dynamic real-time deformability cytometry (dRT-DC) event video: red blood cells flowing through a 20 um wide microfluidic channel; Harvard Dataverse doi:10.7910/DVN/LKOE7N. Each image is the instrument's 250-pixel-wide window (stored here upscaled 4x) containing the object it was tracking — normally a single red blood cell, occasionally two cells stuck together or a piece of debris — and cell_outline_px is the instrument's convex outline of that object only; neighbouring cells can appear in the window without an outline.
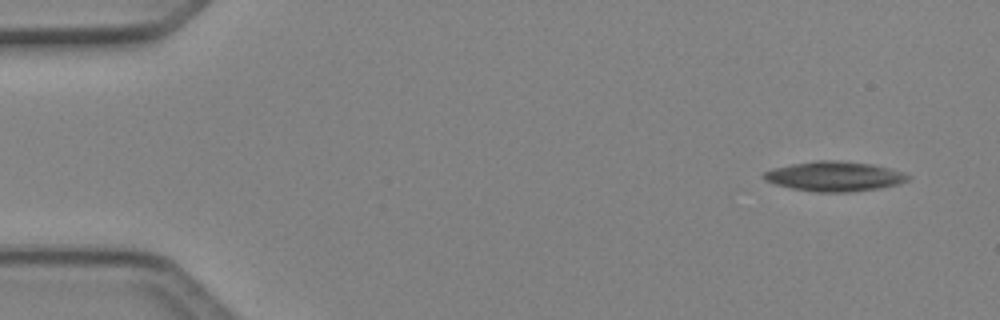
{"species": "Egyptian fruit bat (a non-hibernating species)", "species_latin": "Rousettus aegyptiacus", "temperature_condition": "cold", "stored_images_in_passage": 5, "camera_frame_rate_fps": 3000, "um_per_image_px": 0.085, "animal": {"sex": "female"}, "frame": {"image": 1, "passage_image": 1, "time_ms": 0.0, "image_size_px": [1000, 320], "cell_outline_px": [[912, 176], [908, 180], [900, 184], [880, 188], [848, 192], [816, 192], [792, 188], [776, 184], [764, 180], [760, 176], [764, 172], [772, 168], [792, 164], [816, 160], [836, 160], [872, 164], [892, 168], [904, 172]], "centroid_in_image_um": [70.95, 14.98], "position_along_channel_um": 14.0, "area_um2": 25.26}}
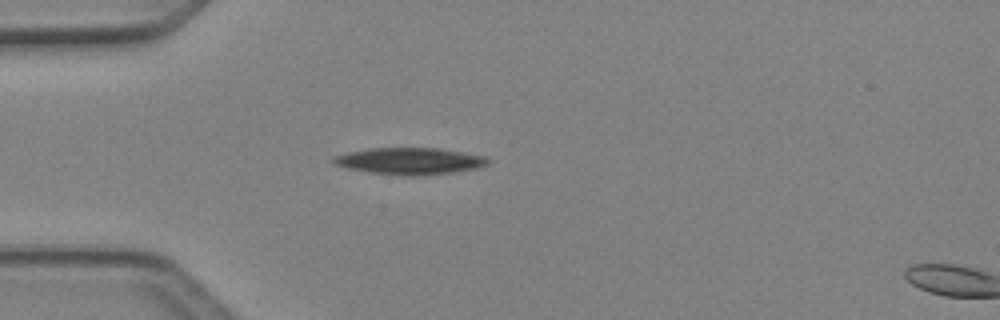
{"frame": {"image": 2, "passage_image": 4, "time_ms": 1.0, "image_size_px": [1000, 320], "cell_outline_px": [[492, 160], [488, 164], [480, 168], [456, 172], [412, 176], [368, 172], [348, 168], [332, 164], [332, 156], [348, 152], [372, 148], [440, 148], [484, 156]], "centroid_in_image_um": [34.85, 13.69], "position_along_channel_um": 50.2, "area_um2": 24.16}}